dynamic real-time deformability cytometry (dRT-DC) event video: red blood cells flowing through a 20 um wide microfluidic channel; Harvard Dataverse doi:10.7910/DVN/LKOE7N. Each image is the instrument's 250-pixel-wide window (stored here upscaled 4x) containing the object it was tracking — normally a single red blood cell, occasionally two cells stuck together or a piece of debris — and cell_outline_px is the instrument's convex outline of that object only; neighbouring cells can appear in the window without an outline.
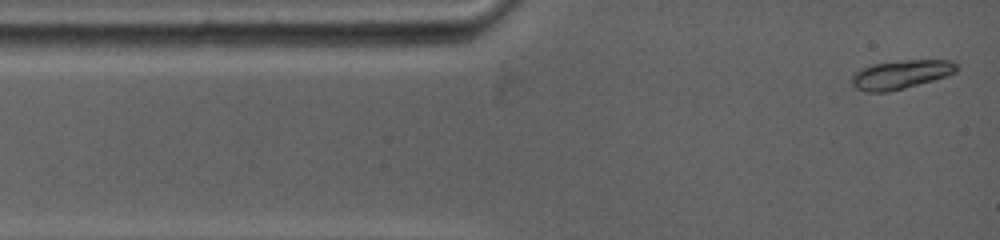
{"species": "common noctule bat (a hibernating species)", "species_latin": "Nyctalus noctula", "temperature_condition": "warm", "stored_images_in_passage": 19, "camera_frame_rate_fps": 5000, "um_per_image_px": 0.085, "animal": {"sex": "female", "body_mass_g": 19.0, "forearm_length_mm": 53.3}, "frame": {"image": 1, "passage_image": 1, "time_ms": 0.0, "image_size_px": [1000, 240], "cell_outline_px": [[960, 68], [956, 72], [948, 76], [904, 88], [888, 92], [868, 92], [856, 88], [852, 84], [852, 76], [860, 68], [872, 64], [904, 60], [952, 60], [960, 64]], "centroid_in_image_um": [76.63, 6.32], "position_along_channel_um": 8.4, "area_um2": 17.74}}
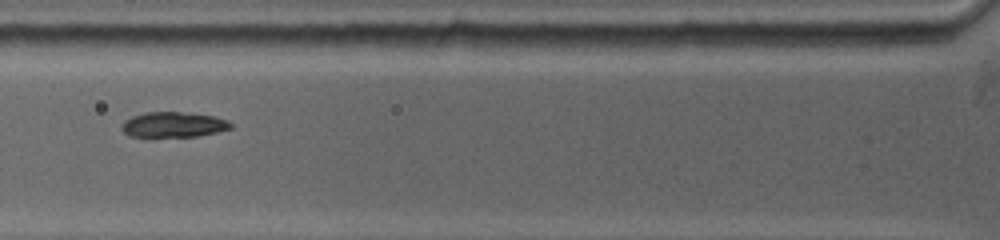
{"frame": {"image": 2, "passage_image": 7, "time_ms": 3.8, "image_size_px": [1000, 240], "cell_outline_px": [[232, 128], [200, 136], [152, 140], [128, 136], [120, 128], [120, 124], [124, 120], [132, 116], [144, 112], [180, 112], [212, 116], [228, 120], [232, 124]], "centroid_in_image_um": [14.63, 10.66], "position_along_channel_um": 111.2, "area_um2": 17.05}}
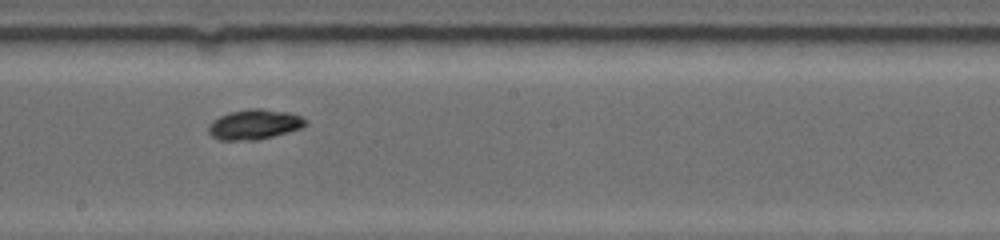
{"frame": {"image": 3, "passage_image": 17, "time_ms": 6.8, "image_size_px": [1000, 240], "cell_outline_px": [[308, 124], [300, 128], [288, 132], [260, 140], [220, 140], [212, 136], [208, 132], [208, 128], [212, 120], [228, 112], [248, 108], [260, 108], [288, 112], [300, 116], [308, 120]], "centroid_in_image_um": [21.63, 10.57], "position_along_channel_um": 226.6, "area_um2": 17.17}}